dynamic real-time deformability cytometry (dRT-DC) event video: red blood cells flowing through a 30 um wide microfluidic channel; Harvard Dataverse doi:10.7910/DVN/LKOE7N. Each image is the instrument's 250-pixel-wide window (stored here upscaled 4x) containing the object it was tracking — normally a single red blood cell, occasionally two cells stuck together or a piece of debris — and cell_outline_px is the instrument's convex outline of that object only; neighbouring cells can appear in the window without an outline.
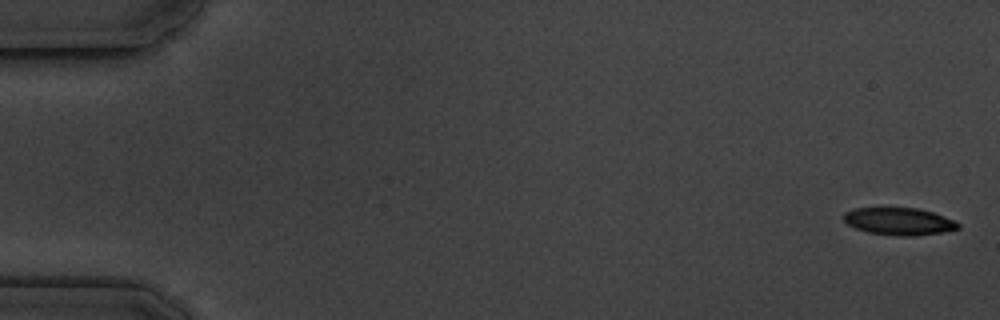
{"species": "common noctule bat (a hibernating species)", "species_latin": "Nyctalus noctula", "temperature_condition": "cold", "stored_images_in_passage": 17, "camera_frame_rate_fps": 3000, "um_per_image_px": 0.085, "animal": {"sex": "male", "body_mass_g": 19.5, "forearm_length_mm": 54.6}, "frame": {"image": 1, "passage_image": 1, "time_ms": 0.0, "image_size_px": [1000, 320], "cell_outline_px": [[960, 228], [940, 232], [912, 236], [904, 236], [868, 232], [856, 228], [848, 224], [844, 220], [844, 212], [852, 208], [920, 208], [956, 220], [960, 224]], "centroid_in_image_um": [76.43, 18.8], "position_along_channel_um": 8.6, "area_um2": 18.09}}
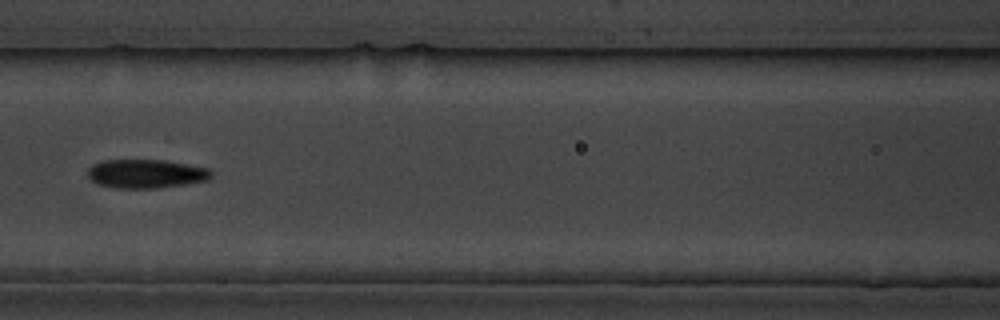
{"frame": {"image": 2, "passage_image": 7, "time_ms": 8.0, "image_size_px": [1000, 320], "cell_outline_px": [[212, 176], [208, 180], [184, 184], [156, 188], [116, 188], [96, 184], [88, 176], [88, 168], [92, 164], [104, 160], [164, 160], [208, 168], [212, 172]], "centroid_in_image_um": [12.39, 14.76], "position_along_channel_um": 154.2, "area_um2": 20.69}}
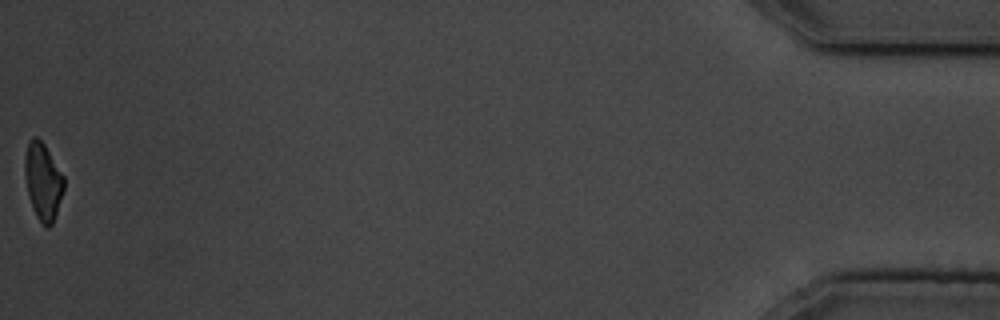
{"frame": {"image": 3, "passage_image": 16, "time_ms": 18.333, "image_size_px": [1000, 320], "cell_outline_px": [[64, 188], [52, 224], [48, 228], [44, 228], [36, 216], [32, 208], [24, 176], [24, 160], [28, 140], [32, 136], [36, 136], [44, 144], [64, 176]], "centroid_in_image_um": [3.63, 15.41], "position_along_channel_um": 431.6, "area_um2": 17.57}}